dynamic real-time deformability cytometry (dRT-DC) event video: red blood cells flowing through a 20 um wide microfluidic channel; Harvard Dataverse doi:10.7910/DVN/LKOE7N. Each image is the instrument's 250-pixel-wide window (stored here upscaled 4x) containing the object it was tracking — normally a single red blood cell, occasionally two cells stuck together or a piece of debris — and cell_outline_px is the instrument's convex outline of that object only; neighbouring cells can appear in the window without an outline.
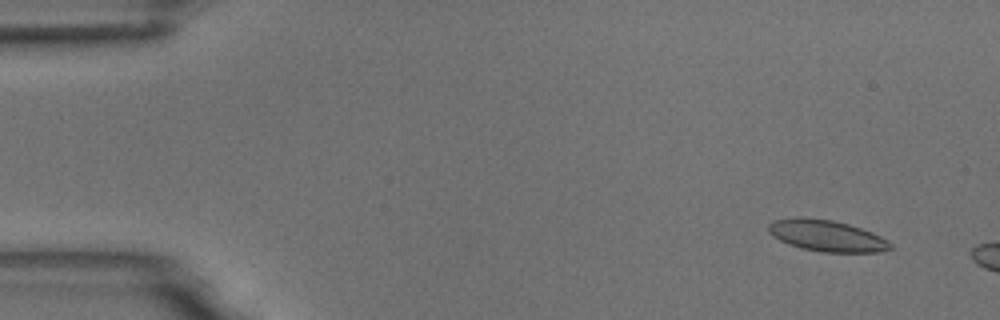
{"species": "common noctule bat (a hibernating species)", "species_latin": "Nyctalus noctula", "temperature_condition": "room temperature", "stored_images_in_passage": 4, "camera_frame_rate_fps": 3000, "um_per_image_px": 0.085, "animal": {"sex": "male", "body_mass_g": 18.8}, "frame": {"image": 1, "passage_image": 2, "time_ms": 1.0, "image_size_px": [1000, 320], "cell_outline_px": [[892, 248], [880, 252], [820, 252], [800, 248], [788, 244], [772, 236], [768, 232], [768, 224], [772, 220], [796, 216], [800, 216], [832, 220], [848, 224], [872, 232], [888, 240], [892, 244]], "centroid_in_image_um": [70.23, 20.03], "position_along_channel_um": 14.8, "area_um2": 22.54}}